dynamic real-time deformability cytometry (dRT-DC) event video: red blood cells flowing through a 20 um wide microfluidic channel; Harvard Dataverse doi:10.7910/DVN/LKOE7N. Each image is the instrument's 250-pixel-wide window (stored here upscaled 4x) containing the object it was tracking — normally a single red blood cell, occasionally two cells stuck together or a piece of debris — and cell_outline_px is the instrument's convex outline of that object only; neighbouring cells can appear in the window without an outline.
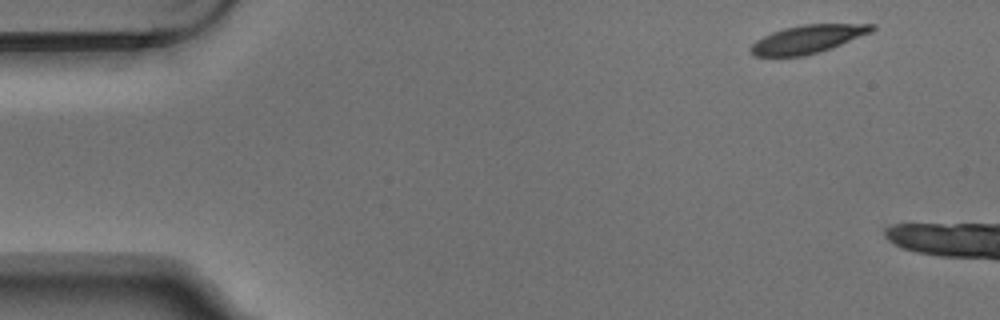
{"species": "Egyptian fruit bat (a non-hibernating species)", "species_latin": "Rousettus aegyptiacus", "temperature_condition": "warm", "stored_images_in_passage": 3, "camera_frame_rate_fps": 3000, "um_per_image_px": 0.085, "animal": {"sex": "male"}, "frame": {"image": 1, "passage_image": 1, "time_ms": 0.0, "image_size_px": [1000, 320], "cell_outline_px": [[876, 28], [872, 32], [832, 48], [820, 52], [804, 56], [756, 56], [748, 52], [748, 48], [756, 40], [772, 32], [784, 28], [804, 24], [876, 24]], "centroid_in_image_um": [68.65, 3.33], "position_along_channel_um": 16.3, "area_um2": 20.0}}